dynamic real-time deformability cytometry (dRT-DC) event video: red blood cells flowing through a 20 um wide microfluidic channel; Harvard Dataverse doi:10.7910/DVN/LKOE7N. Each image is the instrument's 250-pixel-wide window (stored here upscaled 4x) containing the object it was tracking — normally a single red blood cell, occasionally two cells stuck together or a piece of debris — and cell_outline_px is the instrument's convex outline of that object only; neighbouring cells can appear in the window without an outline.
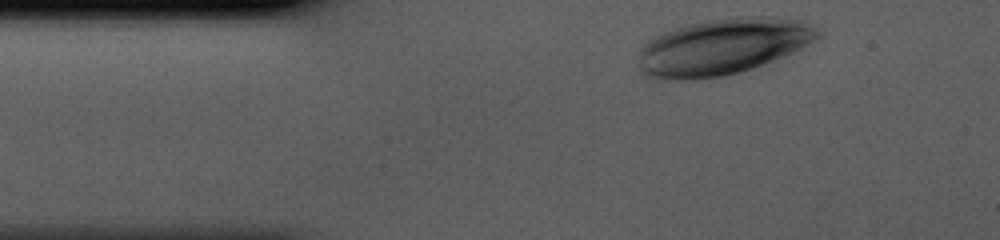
{"species": "human", "species_latin": "Homo sapiens", "temperature_condition": "cold", "stored_images_in_passage": 32, "camera_frame_rate_fps": 3000, "um_per_image_px": 0.085, "donor": {"sex": "male"}, "frame": {"image": 1, "passage_image": 1, "time_ms": 0.0, "image_size_px": [1000, 240], "cell_outline_px": [[820, 36], [816, 40], [792, 52], [764, 64], [752, 68], [720, 76], [688, 80], [648, 80], [640, 72], [636, 64], [640, 48], [648, 40], [664, 32], [676, 28], [708, 20], [736, 16], [768, 16], [800, 20], [816, 28], [820, 32]], "centroid_in_image_um": [61.34, 3.98], "position_along_channel_um": 23.7, "area_um2": 59.07}}
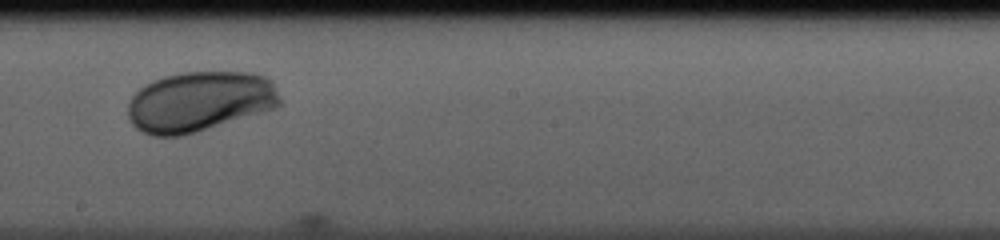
{"frame": {"image": 2, "passage_image": 19, "time_ms": 6.0, "image_size_px": [1000, 240], "cell_outline_px": [[280, 104], [276, 108], [264, 112], [196, 132], [180, 136], [152, 136], [136, 128], [132, 124], [128, 116], [128, 100], [144, 84], [164, 76], [184, 72], [252, 72], [264, 76], [272, 80], [280, 96]], "centroid_in_image_um": [16.97, 8.63], "position_along_channel_um": 231.2, "area_um2": 53.64}}
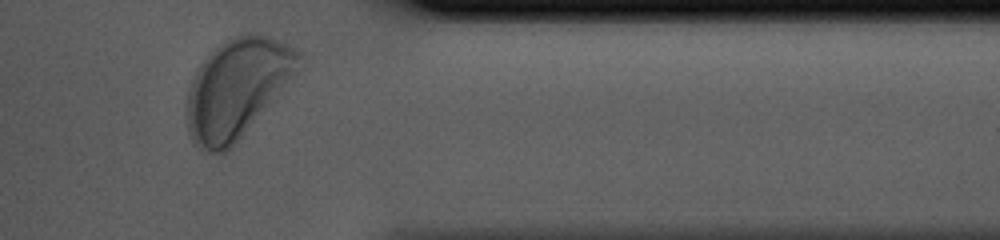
{"frame": {"image": 3, "passage_image": 31, "time_ms": 10.0, "image_size_px": [1000, 240], "cell_outline_px": [[304, 56], [296, 72], [276, 100], [224, 152], [208, 152], [192, 140], [188, 132], [188, 88], [200, 64], [224, 40], [248, 32], [260, 32], [288, 44], [300, 52]], "centroid_in_image_um": [20.2, 7.43], "position_along_channel_um": 391.2, "area_um2": 63.81}}